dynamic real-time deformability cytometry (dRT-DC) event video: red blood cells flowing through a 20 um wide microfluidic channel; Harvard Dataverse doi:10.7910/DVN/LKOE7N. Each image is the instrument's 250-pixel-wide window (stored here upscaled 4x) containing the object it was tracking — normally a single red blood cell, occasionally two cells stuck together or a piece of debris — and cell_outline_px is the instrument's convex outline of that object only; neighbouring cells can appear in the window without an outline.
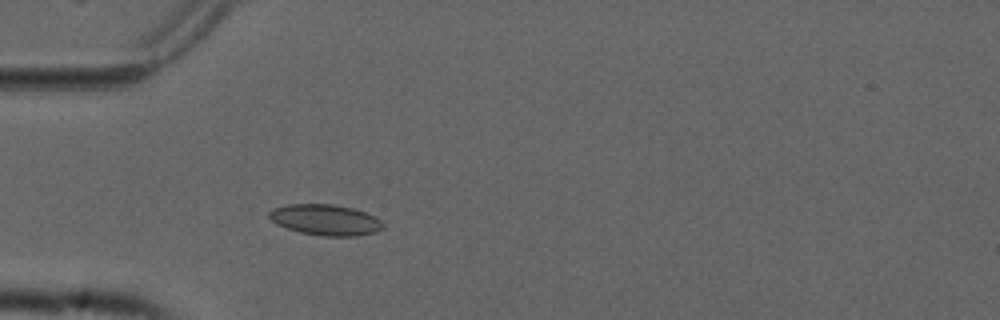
{"species": "common noctule bat (a hibernating species)", "species_latin": "Nyctalus noctula", "temperature_condition": "cold", "stored_images_in_passage": 37, "camera_frame_rate_fps": 3000, "um_per_image_px": 0.085, "animal": {"sex": "male", "forearm_length_mm": 52.5}, "frame": {"image": 1, "passage_image": 5, "time_ms": 1.333, "image_size_px": [1000, 320], "cell_outline_px": [[384, 228], [376, 232], [360, 236], [324, 236], [300, 232], [276, 224], [268, 216], [268, 212], [272, 208], [288, 204], [332, 204], [352, 208], [364, 212], [380, 220], [384, 224]], "centroid_in_image_um": [27.66, 18.69], "position_along_channel_um": 57.3, "area_um2": 20.46}}
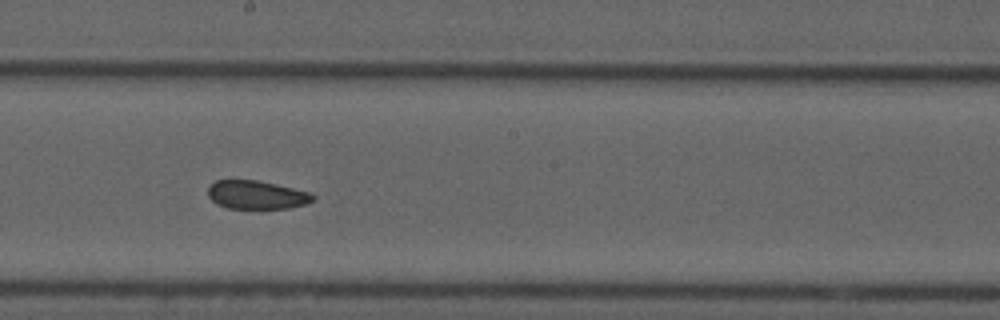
{"frame": {"image": 2, "passage_image": 19, "time_ms": 6.0, "image_size_px": [1000, 320], "cell_outline_px": [[316, 196], [312, 200], [304, 204], [288, 208], [228, 208], [216, 204], [208, 196], [208, 188], [216, 180], [256, 180], [276, 184], [312, 192]], "centroid_in_image_um": [21.81, 16.55], "position_along_channel_um": 226.4, "area_um2": 17.34}}
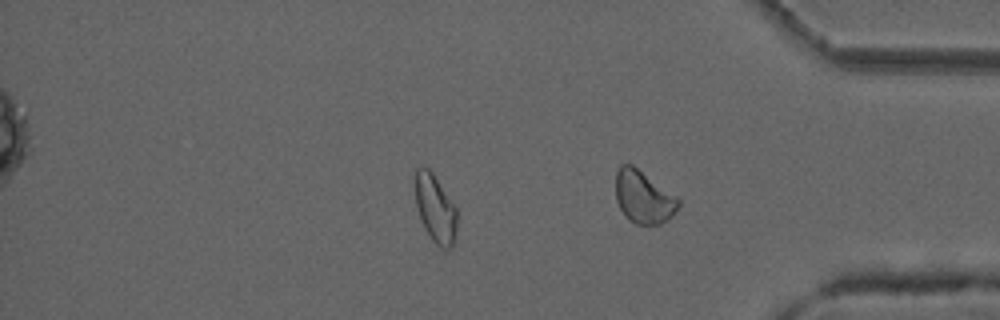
{"frame": {"image": 3, "passage_image": 32, "time_ms": 10.333, "image_size_px": [1000, 320], "cell_outline_px": [[456, 236], [452, 244], [448, 248], [444, 248], [436, 244], [432, 240], [416, 208], [412, 180], [412, 176], [416, 168], [428, 168], [432, 172], [456, 208]], "centroid_in_image_um": [36.94, 17.65], "position_along_channel_um": 398.3, "area_um2": 16.53}, "authors_computed_cell_mechanics": {"area_um2": 18.7272, "velocity_mm_per_s": 3.7445, "shape_relaxation_time_tau1_ms": 10.7821, "shape_relaxation_time_tau2_ms": 5.0165, "deformation_change_tau1": 0.0956, "deformation_change_tau2": 0.1018}}